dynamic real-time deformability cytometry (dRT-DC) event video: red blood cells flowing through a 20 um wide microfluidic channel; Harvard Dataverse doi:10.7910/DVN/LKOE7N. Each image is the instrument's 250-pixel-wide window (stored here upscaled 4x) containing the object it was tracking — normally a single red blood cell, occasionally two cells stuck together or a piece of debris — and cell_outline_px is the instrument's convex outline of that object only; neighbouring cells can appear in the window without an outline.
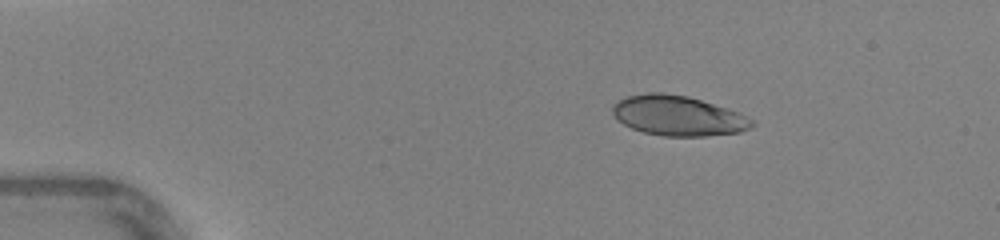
{"species": "human", "species_latin": "Homo sapiens", "temperature_condition": "warm", "stored_images_in_passage": 46, "camera_frame_rate_fps": 3000, "um_per_image_px": 0.085, "donor": {"sex": "female"}, "frame": {"image": 1, "passage_image": 8, "time_ms": 2.333, "image_size_px": [1000, 240], "cell_outline_px": [[756, 124], [740, 132], [708, 136], [664, 136], [644, 132], [632, 128], [616, 120], [612, 112], [612, 104], [628, 96], [648, 92], [660, 92], [688, 96], [728, 108], [740, 112], [756, 120]], "centroid_in_image_um": [57.66, 9.83], "position_along_channel_um": 27.3, "area_um2": 32.77}}
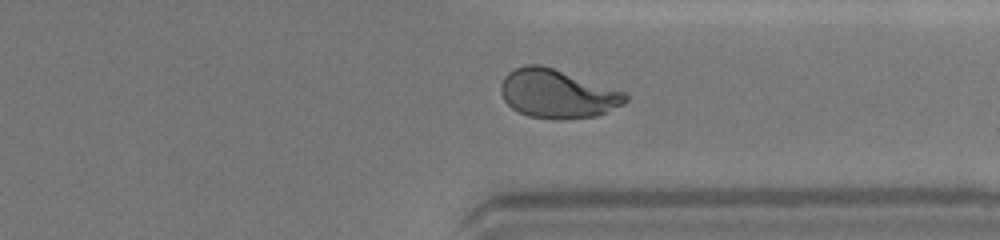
{"frame": {"image": 2, "passage_image": 36, "time_ms": 11.667, "image_size_px": [1000, 240], "cell_outline_px": [[628, 100], [624, 104], [596, 116], [564, 120], [552, 120], [528, 116], [512, 108], [504, 100], [500, 92], [500, 84], [504, 76], [508, 72], [524, 64], [540, 64], [624, 92], [628, 96]], "centroid_in_image_um": [47.34, 7.99], "position_along_channel_um": 364.1, "area_um2": 35.32}}
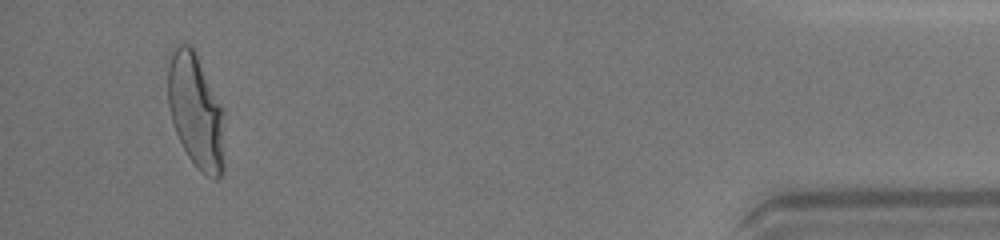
{"frame": {"image": 3, "passage_image": 44, "time_ms": 14.333, "image_size_px": [1000, 240], "cell_outline_px": [[224, 168], [220, 176], [216, 180], [212, 180], [200, 172], [196, 168], [188, 156], [176, 132], [172, 120], [168, 104], [168, 68], [172, 44], [188, 44], [192, 48], [224, 108]], "centroid_in_image_um": [16.67, 9.49], "position_along_channel_um": 418.5, "area_um2": 38.15}, "authors_computed_cell_mechanics": {"area_um2": 34.2465, "velocity_mm_per_s": 4.4013, "shape_relaxation_time_tau1_ms": 3.5614, "shape_relaxation_time_tau2_ms": null, "deformation_change_tau1": 0.186, "deformation_change_tau2": null}}